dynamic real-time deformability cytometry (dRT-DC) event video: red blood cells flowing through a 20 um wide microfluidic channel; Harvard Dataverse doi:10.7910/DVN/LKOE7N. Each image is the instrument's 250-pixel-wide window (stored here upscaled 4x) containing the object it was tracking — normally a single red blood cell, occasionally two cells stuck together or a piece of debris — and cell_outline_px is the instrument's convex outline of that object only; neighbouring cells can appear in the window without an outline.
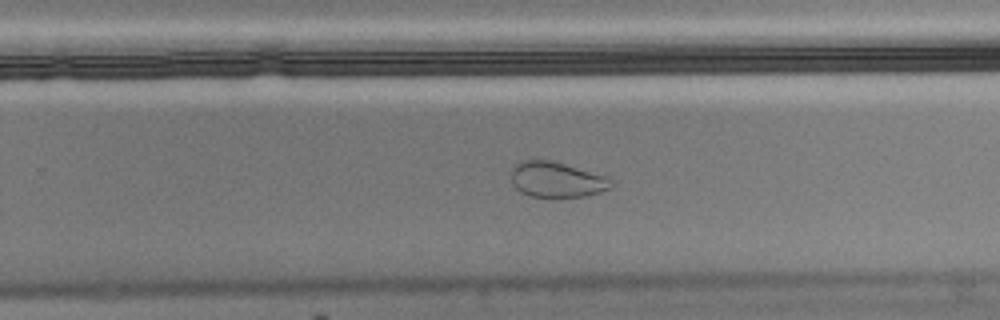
{"species": "Egyptian fruit bat (a non-hibernating species)", "species_latin": "Rousettus aegyptiacus", "temperature_condition": "cold", "stored_images_in_passage": 51, "camera_frame_rate_fps": 3000, "um_per_image_px": 0.085, "animal": {"sex": "male"}, "frame": {"image": 1, "passage_image": 30, "time_ms": 9.667, "image_size_px": [1000, 320], "cell_outline_px": [[616, 184], [612, 188], [600, 192], [584, 196], [532, 196], [520, 192], [512, 184], [512, 168], [520, 160], [548, 160], [564, 164], [608, 176]], "centroid_in_image_um": [47.36, 15.26], "position_along_channel_um": 282.4, "area_um2": 20.58}, "authors_computed_cell_mechanics": {"area_um2": 21.0392, "velocity_mm_per_s": 3.4888, "shape_relaxation_time_tau1_ms": null, "shape_relaxation_time_tau2_ms": 2.4155, "deformation_change_tau1": null, "deformation_change_tau2": 0.0631}}